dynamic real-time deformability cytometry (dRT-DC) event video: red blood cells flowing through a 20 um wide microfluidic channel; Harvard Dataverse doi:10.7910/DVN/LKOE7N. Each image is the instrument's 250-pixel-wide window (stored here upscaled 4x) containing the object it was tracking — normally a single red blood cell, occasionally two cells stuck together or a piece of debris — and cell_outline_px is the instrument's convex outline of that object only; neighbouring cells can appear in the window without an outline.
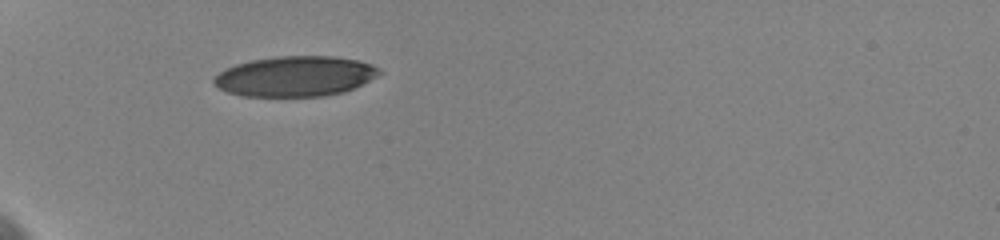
{"species": "human", "species_latin": "Homo sapiens", "temperature_condition": "cold", "stored_images_in_passage": 6, "camera_frame_rate_fps": 3000, "um_per_image_px": 0.085, "donor": {"sex": "female"}, "frame": {"image": 1, "passage_image": 1, "time_ms": 0.0, "image_size_px": [1000, 240], "cell_outline_px": [[384, 72], [344, 92], [324, 96], [240, 96], [228, 92], [212, 84], [212, 76], [224, 68], [236, 64], [252, 60], [276, 56], [332, 56], [360, 60]], "centroid_in_image_um": [25.01, 6.48], "position_along_channel_um": 60.0, "area_um2": 38.84}}